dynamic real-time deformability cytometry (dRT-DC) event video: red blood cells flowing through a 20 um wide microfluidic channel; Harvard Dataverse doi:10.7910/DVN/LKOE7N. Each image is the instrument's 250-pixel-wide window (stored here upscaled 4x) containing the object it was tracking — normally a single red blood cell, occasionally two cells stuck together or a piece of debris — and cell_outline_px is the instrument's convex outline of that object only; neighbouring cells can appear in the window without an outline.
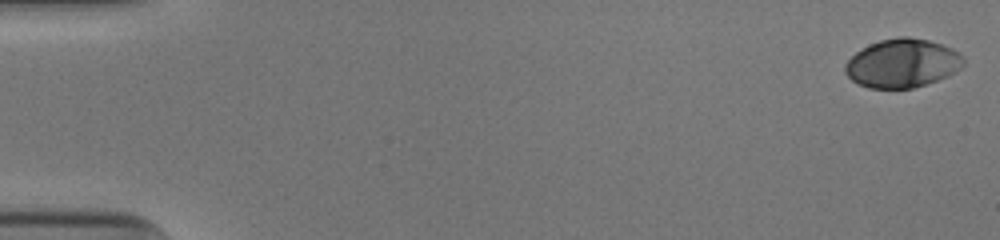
{"species": "human", "species_latin": "Homo sapiens", "temperature_condition": "cold", "stored_images_in_passage": 52, "camera_frame_rate_fps": 3000, "um_per_image_px": 0.085, "donor": {"sex": "male"}, "frame": {"image": 1, "passage_image": 1, "time_ms": 0.0, "image_size_px": [1000, 240], "cell_outline_px": [[964, 64], [956, 72], [948, 76], [912, 88], [868, 88], [856, 84], [844, 72], [844, 64], [856, 52], [868, 44], [880, 40], [900, 36], [908, 36], [928, 40], [952, 48], [960, 52], [964, 56]], "centroid_in_image_um": [76.69, 5.37], "position_along_channel_um": 8.3, "area_um2": 33.76}}
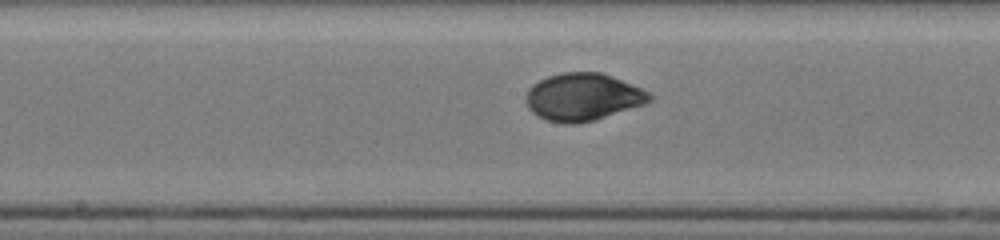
{"frame": {"image": 2, "passage_image": 28, "time_ms": 9.0, "image_size_px": [1000, 240], "cell_outline_px": [[652, 100], [644, 104], [592, 120], [572, 124], [564, 124], [548, 120], [532, 112], [528, 108], [524, 100], [524, 96], [528, 88], [532, 84], [548, 76], [564, 72], [600, 72], [632, 84], [648, 92], [652, 96]], "centroid_in_image_um": [49.49, 8.23], "position_along_channel_um": 198.7, "area_um2": 33.87}}
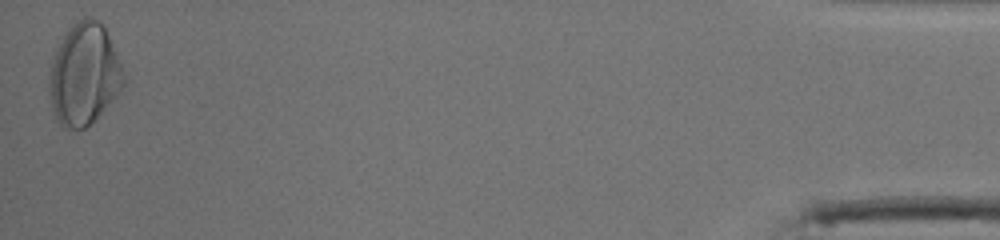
{"frame": {"image": 3, "passage_image": 52, "time_ms": 17.0, "image_size_px": [1000, 240], "cell_outline_px": [[128, 80], [100, 112], [84, 128], [64, 128], [60, 124], [52, 108], [48, 92], [48, 68], [56, 48], [64, 36], [80, 20], [88, 16], [104, 24]], "centroid_in_image_um": [7.13, 6.3], "position_along_channel_um": 428.1, "area_um2": 43.64}, "authors_computed_cell_mechanics": {"area_um2": 33.7263, "velocity_mm_per_s": 3.9448, "shape_relaxation_time_tau1_ms": 3.5484, "shape_relaxation_time_tau2_ms": null, "deformation_change_tau1": 0.1606, "deformation_change_tau2": null}}